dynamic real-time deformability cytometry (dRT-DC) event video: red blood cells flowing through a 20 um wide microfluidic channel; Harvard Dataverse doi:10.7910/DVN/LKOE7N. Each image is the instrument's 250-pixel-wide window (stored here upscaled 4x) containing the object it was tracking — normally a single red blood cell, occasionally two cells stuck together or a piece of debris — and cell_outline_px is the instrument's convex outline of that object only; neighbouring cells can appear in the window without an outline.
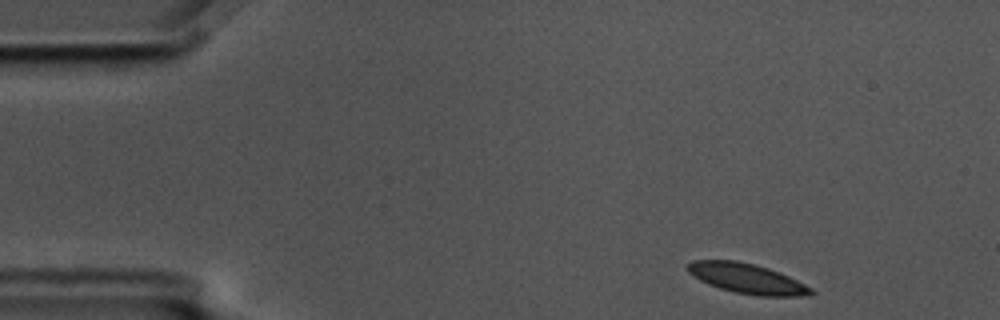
{"species": "common noctule bat (a hibernating species)", "species_latin": "Nyctalus noctula", "temperature_condition": "cold", "stored_images_in_passage": 4, "camera_frame_rate_fps": 3000, "um_per_image_px": 0.085, "animal": {"sex": "male", "body_mass_g": 17.5, "forearm_length_mm": 52.3}, "frame": {"image": 1, "passage_image": 1, "time_ms": 0.0, "image_size_px": [1000, 320], "cell_outline_px": [[816, 292], [808, 296], [760, 296], [736, 292], [720, 288], [708, 284], [692, 276], [684, 268], [692, 260], [736, 260], [768, 268], [780, 272], [812, 288]], "centroid_in_image_um": [63.48, 23.67], "position_along_channel_um": 21.5, "area_um2": 21.56}}
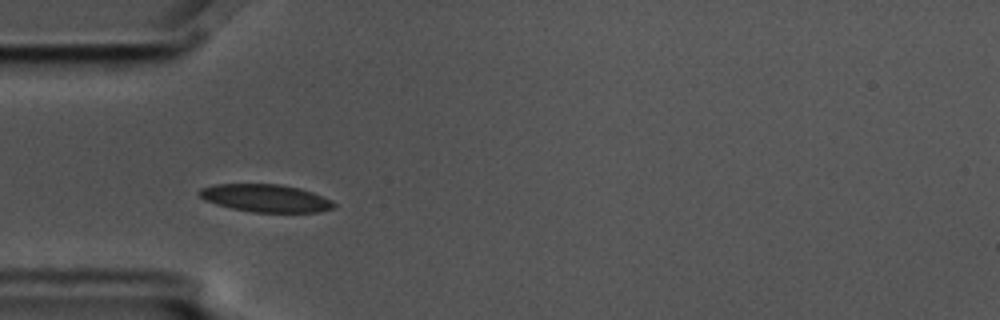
{"frame": {"image": 2, "passage_image": 3, "time_ms": 0.667, "image_size_px": [1000, 320], "cell_outline_px": [[336, 208], [316, 212], [252, 212], [232, 208], [216, 204], [204, 200], [196, 192], [200, 188], [212, 184], [280, 184], [300, 188], [312, 192], [332, 200], [336, 204]], "centroid_in_image_um": [22.57, 16.84], "position_along_channel_um": 62.4, "area_um2": 21.85}}